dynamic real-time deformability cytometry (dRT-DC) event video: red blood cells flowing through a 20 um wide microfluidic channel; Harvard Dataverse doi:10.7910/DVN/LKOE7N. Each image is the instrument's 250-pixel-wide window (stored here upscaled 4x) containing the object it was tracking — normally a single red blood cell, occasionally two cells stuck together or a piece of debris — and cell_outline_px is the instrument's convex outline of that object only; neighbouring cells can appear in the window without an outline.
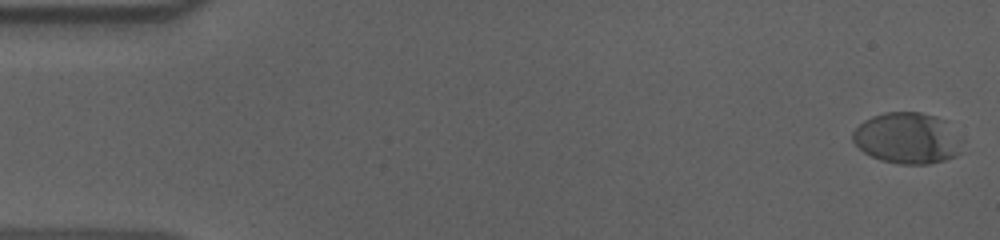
{"species": "human", "species_latin": "Homo sapiens", "temperature_condition": "cold", "stored_images_in_passage": 57, "camera_frame_rate_fps": 3000, "um_per_image_px": 0.085, "donor": {"sex": "male"}, "frame": {"image": 1, "passage_image": 1, "time_ms": 0.0, "image_size_px": [1000, 240], "cell_outline_px": [[964, 140], [960, 152], [956, 156], [944, 160], [928, 164], [900, 164], [880, 160], [864, 152], [852, 140], [852, 132], [864, 120], [872, 116], [884, 112], [920, 112], [936, 116], [948, 120]], "centroid_in_image_um": [77.19, 11.73], "position_along_channel_um": 7.8, "area_um2": 33.18}}
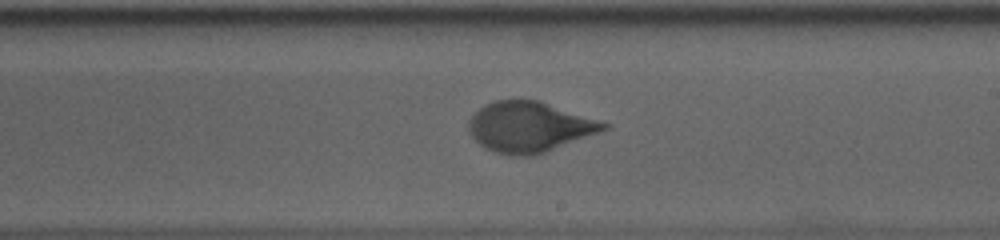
{"frame": {"image": 2, "passage_image": 33, "time_ms": 10.667, "image_size_px": [1000, 240], "cell_outline_px": [[612, 124], [608, 128], [544, 152], [532, 156], [508, 156], [484, 148], [472, 136], [468, 128], [468, 120], [484, 104], [496, 100], [540, 100]], "centroid_in_image_um": [44.98, 10.78], "position_along_channel_um": 244.0, "area_um2": 39.42}}
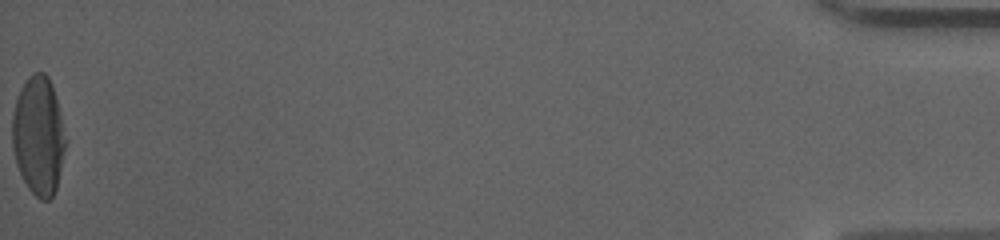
{"frame": {"image": 3, "passage_image": 57, "time_ms": 18.667, "image_size_px": [1000, 240], "cell_outline_px": [[68, 140], [56, 188], [52, 196], [48, 200], [40, 200], [28, 188], [16, 164], [12, 144], [12, 116], [16, 100], [20, 88], [28, 76], [32, 72], [44, 72], [48, 76], [56, 100]], "centroid_in_image_um": [3.28, 11.54], "position_along_channel_um": 431.9, "area_um2": 36.99}, "authors_computed_cell_mechanics": {"area_um2": 38.437, "velocity_mm_per_s": 3.6167, "shape_relaxation_time_tau1_ms": 4.8211, "shape_relaxation_time_tau2_ms": null, "deformation_change_tau1": 0.1964, "deformation_change_tau2": null}}